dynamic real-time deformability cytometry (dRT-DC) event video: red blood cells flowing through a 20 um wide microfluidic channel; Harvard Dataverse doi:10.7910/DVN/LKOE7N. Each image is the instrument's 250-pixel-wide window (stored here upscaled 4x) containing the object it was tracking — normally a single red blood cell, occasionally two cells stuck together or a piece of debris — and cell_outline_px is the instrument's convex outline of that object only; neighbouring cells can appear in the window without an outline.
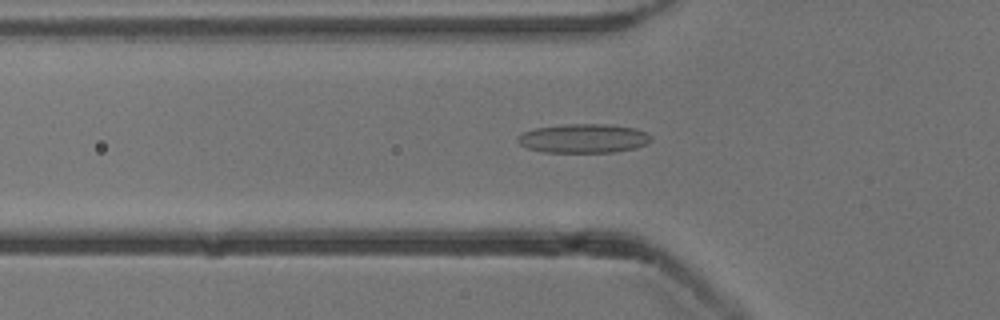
{"species": "common noctule bat (a hibernating species)", "species_latin": "Nyctalus noctula", "temperature_condition": "cold", "stored_images_in_passage": 46, "camera_frame_rate_fps": 3000, "um_per_image_px": 0.085, "animal": {"sex": "male", "body_mass_g": 13.3}, "frame": {"image": 1, "passage_image": 17, "time_ms": 5.333, "image_size_px": [1000, 320], "cell_outline_px": [[652, 140], [636, 148], [612, 152], [544, 152], [528, 148], [520, 144], [516, 140], [516, 136], [524, 132], [536, 128], [564, 124], [608, 124], [636, 128], [648, 132], [652, 136]], "centroid_in_image_um": [49.62, 11.76], "position_along_channel_um": 76.2, "area_um2": 22.66}}
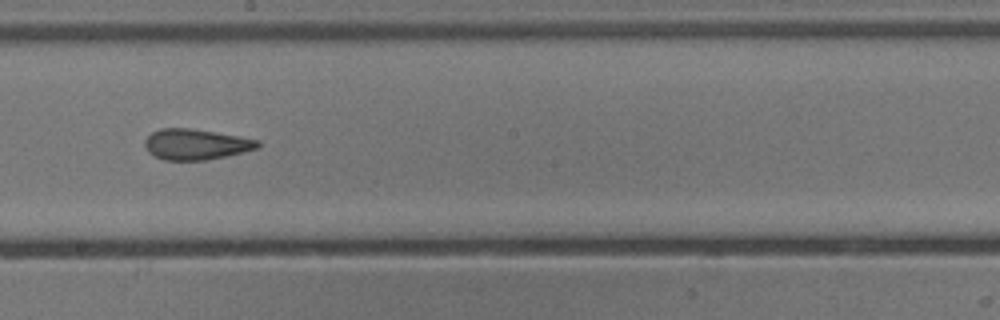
{"frame": {"image": 2, "passage_image": 29, "time_ms": 9.333, "image_size_px": [1000, 320], "cell_outline_px": [[260, 148], [228, 156], [204, 160], [164, 160], [148, 152], [144, 144], [144, 140], [152, 132], [160, 128], [192, 128], [240, 136], [260, 140]], "centroid_in_image_um": [16.68, 12.26], "position_along_channel_um": 231.5, "area_um2": 20.4}}
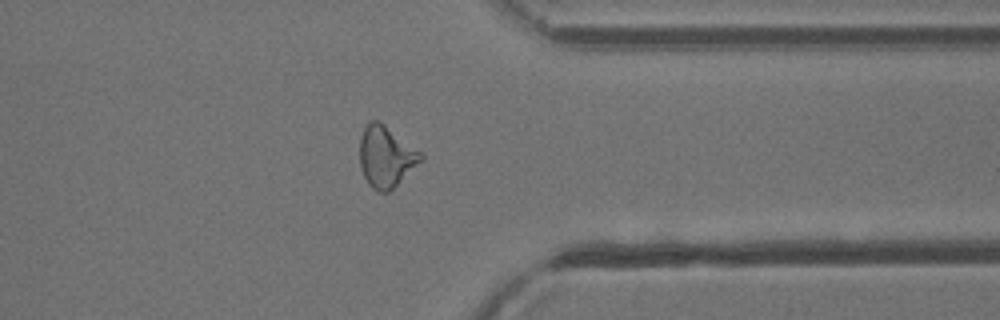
{"frame": {"image": 3, "passage_image": 41, "time_ms": 13.333, "image_size_px": [1000, 320], "cell_outline_px": [[424, 160], [388, 192], [376, 192], [368, 184], [364, 176], [360, 164], [360, 136], [364, 128], [372, 120], [376, 120], [384, 124], [420, 152], [424, 156]], "centroid_in_image_um": [32.8, 13.34], "position_along_channel_um": 378.6, "area_um2": 21.56}, "authors_computed_cell_mechanics": {"area_um2": 20.4034, "velocity_mm_per_s": 3.8447, "shape_relaxation_time_tau1_ms": null, "shape_relaxation_time_tau2_ms": 1.8154, "deformation_change_tau1": null, "deformation_change_tau2": 0.1123}}